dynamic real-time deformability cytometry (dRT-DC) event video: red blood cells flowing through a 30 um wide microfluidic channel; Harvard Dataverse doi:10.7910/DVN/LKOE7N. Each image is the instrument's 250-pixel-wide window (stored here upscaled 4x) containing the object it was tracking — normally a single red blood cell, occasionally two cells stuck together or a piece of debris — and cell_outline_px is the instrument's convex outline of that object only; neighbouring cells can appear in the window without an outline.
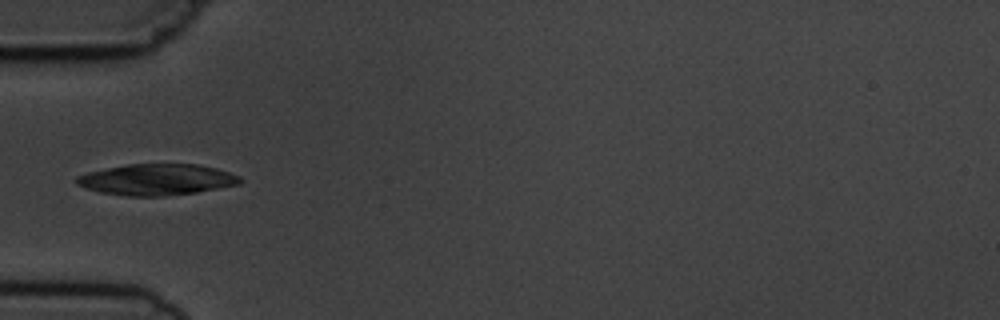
{"species": "common noctule bat (a hibernating species)", "species_latin": "Nyctalus noctula", "temperature_condition": "cold", "stored_images_in_passage": 5, "camera_frame_rate_fps": 3000, "um_per_image_px": 0.085, "animal": {"sex": "male", "body_mass_g": 19.5, "forearm_length_mm": 54.6}, "frame": {"image": 1, "passage_image": 5, "time_ms": 4.667, "image_size_px": [1000, 320], "cell_outline_px": [[244, 180], [240, 184], [196, 192], [164, 196], [128, 196], [100, 192], [84, 188], [76, 184], [76, 176], [88, 172], [128, 164], [196, 164], [216, 168], [240, 176]], "centroid_in_image_um": [13.33, 15.26], "position_along_channel_um": 71.7, "area_um2": 29.65}}